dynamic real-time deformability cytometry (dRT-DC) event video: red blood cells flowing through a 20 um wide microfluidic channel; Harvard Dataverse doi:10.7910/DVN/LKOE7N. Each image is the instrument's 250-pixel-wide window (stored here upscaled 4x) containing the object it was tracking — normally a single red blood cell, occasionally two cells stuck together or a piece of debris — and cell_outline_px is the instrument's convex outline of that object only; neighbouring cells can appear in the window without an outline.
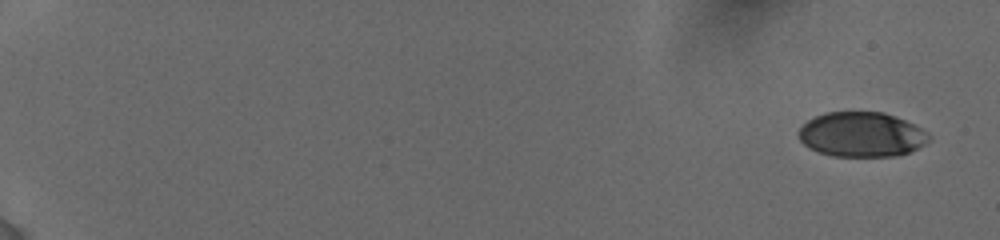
{"species": "human", "species_latin": "Homo sapiens", "temperature_condition": "cold", "stored_images_in_passage": 17, "camera_frame_rate_fps": 3000, "um_per_image_px": 0.085, "donor": {"sex": "female"}, "frame": {"image": 1, "passage_image": 1, "time_ms": 0.0, "image_size_px": [1000, 240], "cell_outline_px": [[932, 136], [924, 144], [908, 152], [896, 156], [832, 156], [808, 148], [800, 140], [796, 132], [808, 120], [816, 116], [828, 112], [884, 112], [904, 120], [928, 132]], "centroid_in_image_um": [73.21, 11.43], "position_along_channel_um": 11.8, "area_um2": 33.87}}
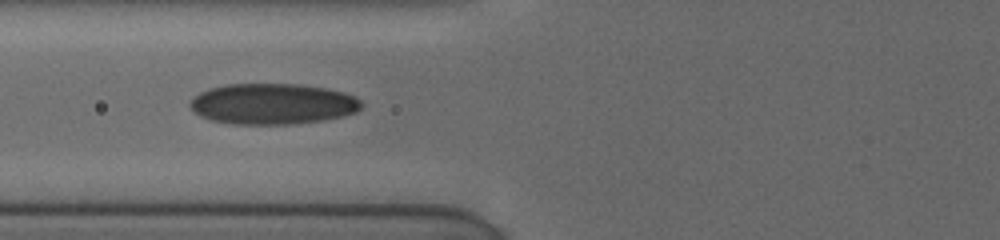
{"frame": {"image": 2, "passage_image": 10, "time_ms": 7.667, "image_size_px": [1000, 240], "cell_outline_px": [[364, 104], [356, 112], [344, 116], [324, 120], [292, 124], [232, 124], [212, 120], [200, 116], [188, 104], [192, 96], [208, 88], [228, 84], [300, 84], [324, 88], [344, 92], [360, 100]], "centroid_in_image_um": [23.16, 8.83], "position_along_channel_um": 102.6, "area_um2": 40.92}}
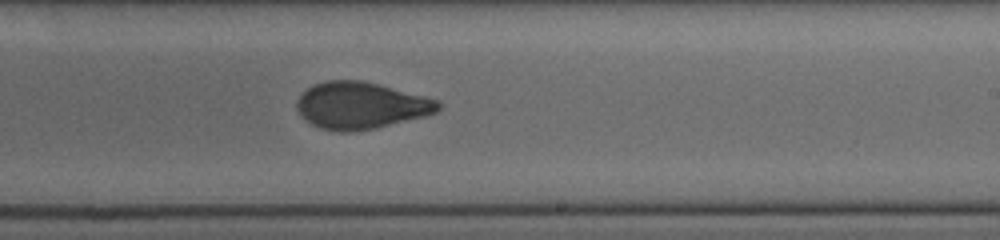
{"frame": {"image": 3, "passage_image": 17, "time_ms": 11.667, "image_size_px": [1000, 240], "cell_outline_px": [[440, 108], [436, 112], [424, 116], [376, 128], [348, 132], [340, 132], [320, 128], [312, 124], [296, 108], [296, 100], [312, 84], [324, 80], [364, 80], [380, 84], [440, 100]], "centroid_in_image_um": [30.68, 8.95], "position_along_channel_um": 258.3, "area_um2": 38.55}}